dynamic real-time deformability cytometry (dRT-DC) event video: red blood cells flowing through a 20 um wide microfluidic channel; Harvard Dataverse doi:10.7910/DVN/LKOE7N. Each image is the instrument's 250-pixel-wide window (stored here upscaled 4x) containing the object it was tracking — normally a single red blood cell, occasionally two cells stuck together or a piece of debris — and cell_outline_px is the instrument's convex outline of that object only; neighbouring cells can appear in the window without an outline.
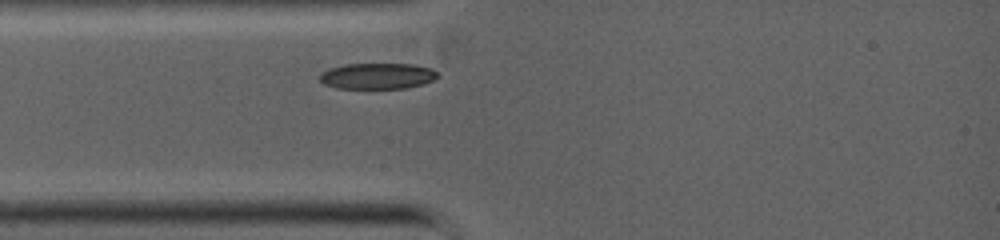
{"species": "common noctule bat (a hibernating species)", "species_latin": "Nyctalus noctula", "temperature_condition": "warm", "stored_images_in_passage": 4, "camera_frame_rate_fps": 5000, "um_per_image_px": 0.085, "animal": {"sex": "female", "body_mass_g": 19.0, "forearm_length_mm": 53.3}, "frame": {"image": 1, "passage_image": 2, "time_ms": 0.2, "image_size_px": [1000, 240], "cell_outline_px": [[440, 76], [424, 84], [404, 88], [336, 88], [324, 84], [320, 80], [320, 72], [328, 68], [344, 64], [412, 64], [432, 68]], "centroid_in_image_um": [32.06, 6.45], "position_along_channel_um": 52.9, "area_um2": 17.92}}